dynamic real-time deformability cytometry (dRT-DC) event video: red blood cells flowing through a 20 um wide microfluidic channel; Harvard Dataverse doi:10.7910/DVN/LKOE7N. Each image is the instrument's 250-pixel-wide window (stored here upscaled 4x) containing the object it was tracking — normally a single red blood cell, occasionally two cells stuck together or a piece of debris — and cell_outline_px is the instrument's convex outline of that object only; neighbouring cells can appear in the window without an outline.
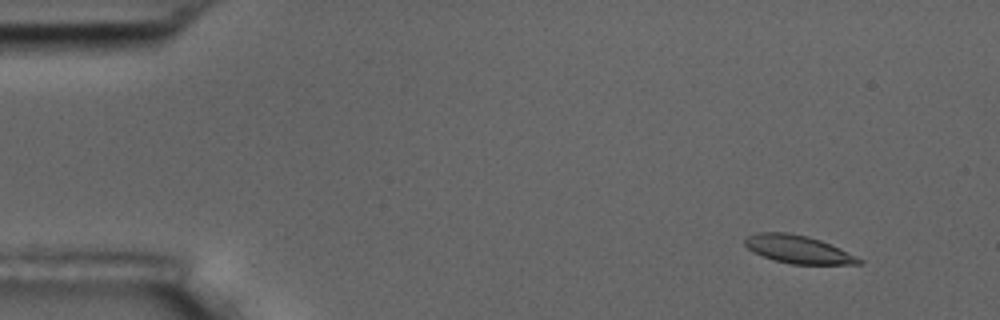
{"species": "common noctule bat (a hibernating species)", "species_latin": "Nyctalus noctula", "temperature_condition": "room temperature", "stored_images_in_passage": 8, "camera_frame_rate_fps": 3000, "um_per_image_px": 0.085, "animal": {"sex": "male", "body_mass_g": 17.5, "forearm_length_mm": 52.3}, "frame": {"image": 1, "passage_image": 2, "time_ms": 1.333, "image_size_px": [1000, 320], "cell_outline_px": [[864, 264], [792, 264], [776, 260], [752, 252], [744, 244], [744, 240], [748, 236], [760, 232], [788, 232], [808, 236], [820, 240], [840, 248], [864, 260]], "centroid_in_image_um": [67.86, 21.19], "position_along_channel_um": 17.1, "area_um2": 18.5}}
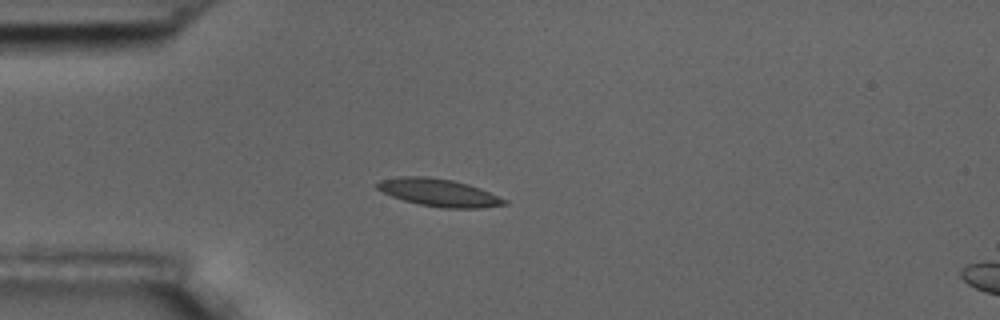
{"frame": {"image": 2, "passage_image": 5, "time_ms": 4.667, "image_size_px": [1000, 320], "cell_outline_px": [[508, 204], [480, 208], [444, 208], [420, 204], [404, 200], [392, 196], [376, 188], [372, 184], [380, 180], [396, 176], [428, 176], [452, 180], [468, 184], [480, 188], [508, 200]], "centroid_in_image_um": [37.28, 16.36], "position_along_channel_um": 47.7, "area_um2": 20.52}}